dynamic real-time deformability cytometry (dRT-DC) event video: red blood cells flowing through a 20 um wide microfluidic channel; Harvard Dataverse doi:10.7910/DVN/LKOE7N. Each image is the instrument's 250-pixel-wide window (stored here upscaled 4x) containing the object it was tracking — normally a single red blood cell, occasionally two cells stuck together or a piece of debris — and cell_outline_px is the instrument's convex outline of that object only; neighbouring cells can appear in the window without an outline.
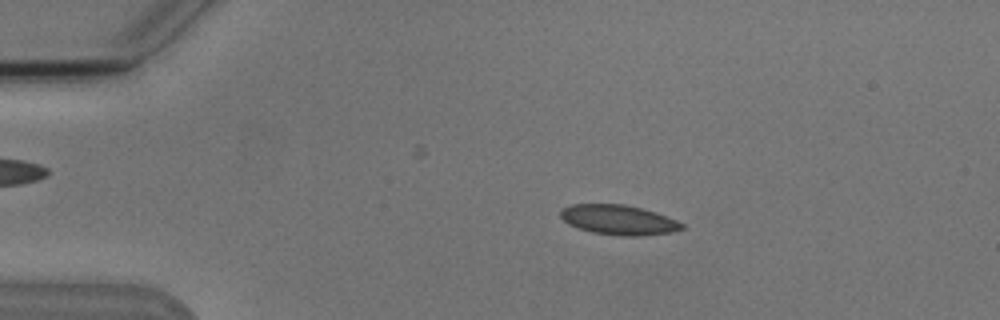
{"species": "Egyptian fruit bat (a non-hibernating species)", "species_latin": "Rousettus aegyptiacus", "temperature_condition": "cold", "stored_images_in_passage": 6, "camera_frame_rate_fps": 3000, "um_per_image_px": 0.085, "animal": {"sex": "male"}, "frame": {"image": 1, "passage_image": 2, "time_ms": 1.0, "image_size_px": [1000, 320], "cell_outline_px": [[684, 228], [672, 232], [640, 236], [620, 236], [592, 232], [568, 224], [560, 216], [560, 212], [564, 208], [572, 204], [624, 204], [656, 212], [676, 220], [684, 224]], "centroid_in_image_um": [52.6, 18.69], "position_along_channel_um": 32.4, "area_um2": 20.98}}
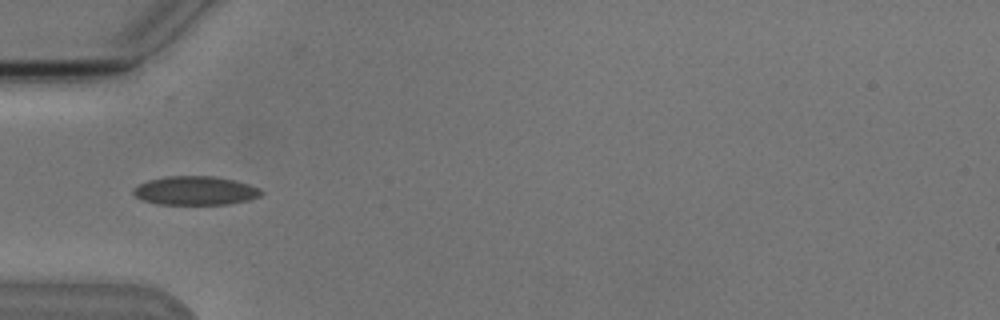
{"frame": {"image": 2, "passage_image": 4, "time_ms": 3.333, "image_size_px": [1000, 320], "cell_outline_px": [[264, 192], [260, 196], [248, 200], [228, 204], [160, 204], [140, 200], [132, 192], [132, 188], [148, 180], [168, 176], [212, 176], [232, 180], [248, 184], [260, 188]], "centroid_in_image_um": [16.58, 16.21], "position_along_channel_um": 68.4, "area_um2": 21.39}}
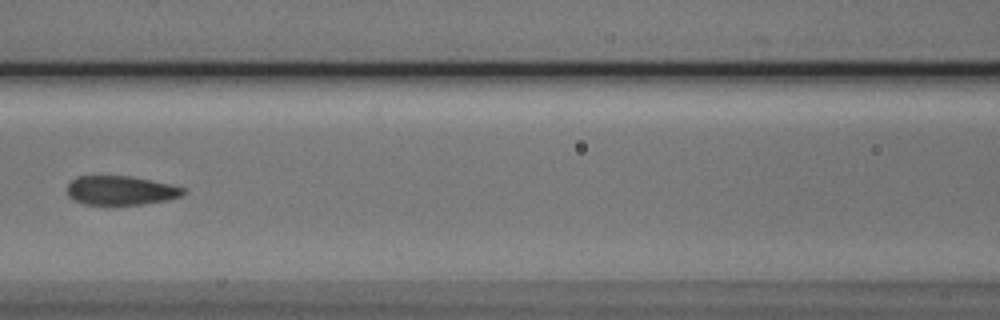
{"frame": {"image": 3, "passage_image": 6, "time_ms": 5.667, "image_size_px": [1000, 320], "cell_outline_px": [[188, 192], [180, 196], [168, 200], [144, 204], [84, 204], [72, 200], [68, 196], [68, 184], [76, 176], [132, 176], [172, 184], [184, 188]], "centroid_in_image_um": [10.29, 16.18], "position_along_channel_um": 156.3, "area_um2": 19.83}}